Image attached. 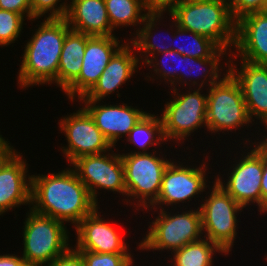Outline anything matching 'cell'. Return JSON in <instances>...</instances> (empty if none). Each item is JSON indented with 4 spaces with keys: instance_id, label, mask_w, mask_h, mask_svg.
<instances>
[{
    "instance_id": "484cf974",
    "label": "cell",
    "mask_w": 267,
    "mask_h": 266,
    "mask_svg": "<svg viewBox=\"0 0 267 266\" xmlns=\"http://www.w3.org/2000/svg\"><path fill=\"white\" fill-rule=\"evenodd\" d=\"M126 139L130 144L133 143L138 146L142 150L141 153H147L146 150L152 145L157 146V143L161 144L162 141H166L163 135L161 118L146 113L133 127Z\"/></svg>"
},
{
    "instance_id": "f546056e",
    "label": "cell",
    "mask_w": 267,
    "mask_h": 266,
    "mask_svg": "<svg viewBox=\"0 0 267 266\" xmlns=\"http://www.w3.org/2000/svg\"><path fill=\"white\" fill-rule=\"evenodd\" d=\"M24 17L12 11L0 9V46H8L17 40L23 29Z\"/></svg>"
},
{
    "instance_id": "1f68e13d",
    "label": "cell",
    "mask_w": 267,
    "mask_h": 266,
    "mask_svg": "<svg viewBox=\"0 0 267 266\" xmlns=\"http://www.w3.org/2000/svg\"><path fill=\"white\" fill-rule=\"evenodd\" d=\"M61 0H30L32 8V21L43 17L45 13H48V18H64L69 4L68 2L60 3V6H57Z\"/></svg>"
},
{
    "instance_id": "60d3db41",
    "label": "cell",
    "mask_w": 267,
    "mask_h": 266,
    "mask_svg": "<svg viewBox=\"0 0 267 266\" xmlns=\"http://www.w3.org/2000/svg\"><path fill=\"white\" fill-rule=\"evenodd\" d=\"M263 12L267 13V0L264 2Z\"/></svg>"
},
{
    "instance_id": "603a6c76",
    "label": "cell",
    "mask_w": 267,
    "mask_h": 266,
    "mask_svg": "<svg viewBox=\"0 0 267 266\" xmlns=\"http://www.w3.org/2000/svg\"><path fill=\"white\" fill-rule=\"evenodd\" d=\"M215 252L225 253L217 244L202 236V239L173 251V266H212Z\"/></svg>"
},
{
    "instance_id": "b9f144b4",
    "label": "cell",
    "mask_w": 267,
    "mask_h": 266,
    "mask_svg": "<svg viewBox=\"0 0 267 266\" xmlns=\"http://www.w3.org/2000/svg\"><path fill=\"white\" fill-rule=\"evenodd\" d=\"M134 263V260H132L127 266H132Z\"/></svg>"
},
{
    "instance_id": "74e56055",
    "label": "cell",
    "mask_w": 267,
    "mask_h": 266,
    "mask_svg": "<svg viewBox=\"0 0 267 266\" xmlns=\"http://www.w3.org/2000/svg\"><path fill=\"white\" fill-rule=\"evenodd\" d=\"M0 266H31L22 257L15 254L0 255Z\"/></svg>"
},
{
    "instance_id": "30bf717a",
    "label": "cell",
    "mask_w": 267,
    "mask_h": 266,
    "mask_svg": "<svg viewBox=\"0 0 267 266\" xmlns=\"http://www.w3.org/2000/svg\"><path fill=\"white\" fill-rule=\"evenodd\" d=\"M73 170L85 184L97 204V189H105L126 195L124 166L121 154L101 153L79 157L72 163Z\"/></svg>"
},
{
    "instance_id": "cb8c5ba5",
    "label": "cell",
    "mask_w": 267,
    "mask_h": 266,
    "mask_svg": "<svg viewBox=\"0 0 267 266\" xmlns=\"http://www.w3.org/2000/svg\"><path fill=\"white\" fill-rule=\"evenodd\" d=\"M113 30L121 26L142 25L147 15L144 0H104ZM142 11H144V14Z\"/></svg>"
},
{
    "instance_id": "52a82bcc",
    "label": "cell",
    "mask_w": 267,
    "mask_h": 266,
    "mask_svg": "<svg viewBox=\"0 0 267 266\" xmlns=\"http://www.w3.org/2000/svg\"><path fill=\"white\" fill-rule=\"evenodd\" d=\"M124 166L126 195L138 203L136 207L145 210L157 200L161 188L162 176L170 161L153 153L135 151L121 155ZM133 197V198H132Z\"/></svg>"
},
{
    "instance_id": "44dd1931",
    "label": "cell",
    "mask_w": 267,
    "mask_h": 266,
    "mask_svg": "<svg viewBox=\"0 0 267 266\" xmlns=\"http://www.w3.org/2000/svg\"><path fill=\"white\" fill-rule=\"evenodd\" d=\"M65 20L70 29L90 36H115L104 0H71Z\"/></svg>"
},
{
    "instance_id": "8992f818",
    "label": "cell",
    "mask_w": 267,
    "mask_h": 266,
    "mask_svg": "<svg viewBox=\"0 0 267 266\" xmlns=\"http://www.w3.org/2000/svg\"><path fill=\"white\" fill-rule=\"evenodd\" d=\"M219 82L211 85L207 95L206 123L209 132L229 131L252 123L238 81L226 70Z\"/></svg>"
},
{
    "instance_id": "4dcf8cb0",
    "label": "cell",
    "mask_w": 267,
    "mask_h": 266,
    "mask_svg": "<svg viewBox=\"0 0 267 266\" xmlns=\"http://www.w3.org/2000/svg\"><path fill=\"white\" fill-rule=\"evenodd\" d=\"M79 252L85 266H127L133 260L130 253Z\"/></svg>"
},
{
    "instance_id": "f1b7e54d",
    "label": "cell",
    "mask_w": 267,
    "mask_h": 266,
    "mask_svg": "<svg viewBox=\"0 0 267 266\" xmlns=\"http://www.w3.org/2000/svg\"><path fill=\"white\" fill-rule=\"evenodd\" d=\"M162 56V60H165V62L167 63V60L171 59V63H176V62H173L174 60L176 61L177 59L179 60V63L183 64V55L176 52L175 50H170V51H165L163 53ZM157 58V59H156ZM158 60V57L157 56H152V58H148V61L145 63L146 65L148 64V66H154L153 69H154V72L155 74L157 75H160V78L163 77L164 80H166L167 82L169 81L171 84L170 86H173L175 88V86L178 84L181 83V71L182 69L180 70L179 65L177 64L176 65V68L174 67H170V69H168V67L166 66V64L163 62V61H157ZM157 63V64H156ZM158 65V66H157ZM161 66V67H160ZM183 65H180V67H182ZM178 68V69H177ZM180 70V73L178 71ZM176 80V81H175ZM177 82V83H175ZM175 84V86H174Z\"/></svg>"
},
{
    "instance_id": "7a4b0ae2",
    "label": "cell",
    "mask_w": 267,
    "mask_h": 266,
    "mask_svg": "<svg viewBox=\"0 0 267 266\" xmlns=\"http://www.w3.org/2000/svg\"><path fill=\"white\" fill-rule=\"evenodd\" d=\"M40 24L24 47L18 74V84L23 88L56 83L63 42L70 28L65 18L46 17Z\"/></svg>"
},
{
    "instance_id": "d590c367",
    "label": "cell",
    "mask_w": 267,
    "mask_h": 266,
    "mask_svg": "<svg viewBox=\"0 0 267 266\" xmlns=\"http://www.w3.org/2000/svg\"><path fill=\"white\" fill-rule=\"evenodd\" d=\"M183 0H144L148 13H169ZM166 10V11H165Z\"/></svg>"
},
{
    "instance_id": "836d02e7",
    "label": "cell",
    "mask_w": 267,
    "mask_h": 266,
    "mask_svg": "<svg viewBox=\"0 0 267 266\" xmlns=\"http://www.w3.org/2000/svg\"><path fill=\"white\" fill-rule=\"evenodd\" d=\"M0 9L19 13L28 20H32L30 0H0Z\"/></svg>"
},
{
    "instance_id": "ab89813d",
    "label": "cell",
    "mask_w": 267,
    "mask_h": 266,
    "mask_svg": "<svg viewBox=\"0 0 267 266\" xmlns=\"http://www.w3.org/2000/svg\"><path fill=\"white\" fill-rule=\"evenodd\" d=\"M190 2H204V1H216V0H185Z\"/></svg>"
},
{
    "instance_id": "ba28073f",
    "label": "cell",
    "mask_w": 267,
    "mask_h": 266,
    "mask_svg": "<svg viewBox=\"0 0 267 266\" xmlns=\"http://www.w3.org/2000/svg\"><path fill=\"white\" fill-rule=\"evenodd\" d=\"M208 199L200 205L203 237L217 244L226 254L236 239L237 213L244 207L237 203L216 181Z\"/></svg>"
},
{
    "instance_id": "5b68a950",
    "label": "cell",
    "mask_w": 267,
    "mask_h": 266,
    "mask_svg": "<svg viewBox=\"0 0 267 266\" xmlns=\"http://www.w3.org/2000/svg\"><path fill=\"white\" fill-rule=\"evenodd\" d=\"M159 208V215L150 224V229L139 243L138 249L147 251L169 249L173 252L188 243L202 239L203 231L199 207L197 210L191 209L183 211L181 214H172V216L171 212L165 211L160 206Z\"/></svg>"
},
{
    "instance_id": "ac0fdd59",
    "label": "cell",
    "mask_w": 267,
    "mask_h": 266,
    "mask_svg": "<svg viewBox=\"0 0 267 266\" xmlns=\"http://www.w3.org/2000/svg\"><path fill=\"white\" fill-rule=\"evenodd\" d=\"M79 101L85 103L84 108L113 147L122 136H128L133 127L147 113L127 104L99 105L100 101L96 100ZM97 103L99 104L96 105Z\"/></svg>"
},
{
    "instance_id": "8d00e7d4",
    "label": "cell",
    "mask_w": 267,
    "mask_h": 266,
    "mask_svg": "<svg viewBox=\"0 0 267 266\" xmlns=\"http://www.w3.org/2000/svg\"><path fill=\"white\" fill-rule=\"evenodd\" d=\"M267 212V142L263 139V174L261 178V213Z\"/></svg>"
},
{
    "instance_id": "277c9868",
    "label": "cell",
    "mask_w": 267,
    "mask_h": 266,
    "mask_svg": "<svg viewBox=\"0 0 267 266\" xmlns=\"http://www.w3.org/2000/svg\"><path fill=\"white\" fill-rule=\"evenodd\" d=\"M27 213L22 234V258L31 266H48L70 248L69 232L59 220L36 213L31 208Z\"/></svg>"
},
{
    "instance_id": "7402d4cb",
    "label": "cell",
    "mask_w": 267,
    "mask_h": 266,
    "mask_svg": "<svg viewBox=\"0 0 267 266\" xmlns=\"http://www.w3.org/2000/svg\"><path fill=\"white\" fill-rule=\"evenodd\" d=\"M87 34L70 29L65 36L60 55L56 84L64 91L81 71Z\"/></svg>"
},
{
    "instance_id": "d6986e66",
    "label": "cell",
    "mask_w": 267,
    "mask_h": 266,
    "mask_svg": "<svg viewBox=\"0 0 267 266\" xmlns=\"http://www.w3.org/2000/svg\"><path fill=\"white\" fill-rule=\"evenodd\" d=\"M240 60L267 65V13H248L236 21L235 44Z\"/></svg>"
},
{
    "instance_id": "e0dca14e",
    "label": "cell",
    "mask_w": 267,
    "mask_h": 266,
    "mask_svg": "<svg viewBox=\"0 0 267 266\" xmlns=\"http://www.w3.org/2000/svg\"><path fill=\"white\" fill-rule=\"evenodd\" d=\"M98 208L74 227L77 235L74 248L96 253H131L115 226L100 217Z\"/></svg>"
},
{
    "instance_id": "83f0119b",
    "label": "cell",
    "mask_w": 267,
    "mask_h": 266,
    "mask_svg": "<svg viewBox=\"0 0 267 266\" xmlns=\"http://www.w3.org/2000/svg\"><path fill=\"white\" fill-rule=\"evenodd\" d=\"M171 18L173 19L172 22L175 23L174 27L176 28L174 36L172 37L173 39L174 37L178 39L179 37L181 38V36H185V35L187 36L188 33L192 35V41H190L187 47L185 46L182 47V45L181 47H177V45L175 44L173 45L172 50H175L176 52L184 56H190L194 58H210L220 49V47L211 39L205 36L196 34L194 32L181 29L180 27L177 26L172 16Z\"/></svg>"
},
{
    "instance_id": "f35d334b",
    "label": "cell",
    "mask_w": 267,
    "mask_h": 266,
    "mask_svg": "<svg viewBox=\"0 0 267 266\" xmlns=\"http://www.w3.org/2000/svg\"><path fill=\"white\" fill-rule=\"evenodd\" d=\"M8 143L5 138L0 135V161L4 158V156L12 149L11 144Z\"/></svg>"
},
{
    "instance_id": "4316f807",
    "label": "cell",
    "mask_w": 267,
    "mask_h": 266,
    "mask_svg": "<svg viewBox=\"0 0 267 266\" xmlns=\"http://www.w3.org/2000/svg\"><path fill=\"white\" fill-rule=\"evenodd\" d=\"M163 13H148L143 21V27L142 28H138L136 30V34L137 36H135V38H131L132 42H129L131 46H133V49H137V52L142 51V53L139 56V60L141 58V60H143L144 58L141 57V55L144 57L145 55V59L143 60V64L146 63L148 61V56L151 57L156 55L158 53H163L165 51H170L172 50V45L167 47L165 45H159L157 43H154L155 41V36L153 35V30L156 28L155 26L158 25L156 23H158L162 17ZM160 18V19H159ZM158 20V21H157ZM152 34V35H151ZM154 36V37H153ZM153 39V41H152ZM158 40V39H157ZM156 42V41H155ZM169 44V43H168ZM144 53V55H143Z\"/></svg>"
},
{
    "instance_id": "e575fe53",
    "label": "cell",
    "mask_w": 267,
    "mask_h": 266,
    "mask_svg": "<svg viewBox=\"0 0 267 266\" xmlns=\"http://www.w3.org/2000/svg\"><path fill=\"white\" fill-rule=\"evenodd\" d=\"M48 266H85L80 252L70 247Z\"/></svg>"
},
{
    "instance_id": "d4e9b609",
    "label": "cell",
    "mask_w": 267,
    "mask_h": 266,
    "mask_svg": "<svg viewBox=\"0 0 267 266\" xmlns=\"http://www.w3.org/2000/svg\"><path fill=\"white\" fill-rule=\"evenodd\" d=\"M226 51H227L226 49L220 48L210 58H194V57L184 56L183 55V65L184 66L188 65L187 68L189 67V70L187 69L188 71H186L185 67L183 66V68H184L183 70L184 71L183 70L181 71V83L184 82L187 85L188 84V82H187L188 80H186V79H188V76L190 77L191 74L193 73L194 76L197 75V77H198L201 72H204L203 75L201 74L202 75L201 77H204V80H202L201 83H199V81L197 82L195 80L194 81L193 80H189V82H191V85H192V86H190V88L195 86V85L198 86L199 88H201V87H203V84L205 85V83H207V82H209V84H208L209 86L219 82L220 81L219 79H222V78H219L222 72L219 73V71L221 69H219L218 66H220L219 65L220 61H221L220 58L221 57L223 58V56L225 54L227 55ZM203 66L205 67L206 70L205 69H203V70L199 69L201 67L204 68ZM207 66L210 69L209 68L207 69ZM194 68L197 69V70H195ZM207 76H208L209 79H206ZM185 77H187V78H185ZM183 78H185V79H183ZM198 83H199V85H198Z\"/></svg>"
},
{
    "instance_id": "8fae6325",
    "label": "cell",
    "mask_w": 267,
    "mask_h": 266,
    "mask_svg": "<svg viewBox=\"0 0 267 266\" xmlns=\"http://www.w3.org/2000/svg\"><path fill=\"white\" fill-rule=\"evenodd\" d=\"M59 121L60 131H64L68 142L61 150L70 163L79 157L107 153L114 148L84 107Z\"/></svg>"
},
{
    "instance_id": "d6a6232c",
    "label": "cell",
    "mask_w": 267,
    "mask_h": 266,
    "mask_svg": "<svg viewBox=\"0 0 267 266\" xmlns=\"http://www.w3.org/2000/svg\"><path fill=\"white\" fill-rule=\"evenodd\" d=\"M265 0H228L232 18L237 21L242 16L263 11Z\"/></svg>"
},
{
    "instance_id": "4fadbf2b",
    "label": "cell",
    "mask_w": 267,
    "mask_h": 266,
    "mask_svg": "<svg viewBox=\"0 0 267 266\" xmlns=\"http://www.w3.org/2000/svg\"><path fill=\"white\" fill-rule=\"evenodd\" d=\"M116 36H90L79 76L64 90L71 101L84 97L98 82L115 52L122 46Z\"/></svg>"
},
{
    "instance_id": "7c38bea8",
    "label": "cell",
    "mask_w": 267,
    "mask_h": 266,
    "mask_svg": "<svg viewBox=\"0 0 267 266\" xmlns=\"http://www.w3.org/2000/svg\"><path fill=\"white\" fill-rule=\"evenodd\" d=\"M258 143H255L254 149L250 150L247 155H242L243 158L233 165L235 167L231 173H228L230 176L227 184L222 182L218 176L215 181L241 206L245 208L251 205L250 203H257L261 212L263 141Z\"/></svg>"
},
{
    "instance_id": "9c48e42d",
    "label": "cell",
    "mask_w": 267,
    "mask_h": 266,
    "mask_svg": "<svg viewBox=\"0 0 267 266\" xmlns=\"http://www.w3.org/2000/svg\"><path fill=\"white\" fill-rule=\"evenodd\" d=\"M171 91L174 99L165 104V109L160 116L162 120L163 135L168 139L176 141L186 140L191 133L204 125L207 127V96L201 94V88L188 92L179 93L176 87Z\"/></svg>"
},
{
    "instance_id": "3957f363",
    "label": "cell",
    "mask_w": 267,
    "mask_h": 266,
    "mask_svg": "<svg viewBox=\"0 0 267 266\" xmlns=\"http://www.w3.org/2000/svg\"><path fill=\"white\" fill-rule=\"evenodd\" d=\"M169 16L174 18L181 29L205 36L220 48L230 51V47H234L236 21L231 16L228 0H183Z\"/></svg>"
},
{
    "instance_id": "ffe728a7",
    "label": "cell",
    "mask_w": 267,
    "mask_h": 266,
    "mask_svg": "<svg viewBox=\"0 0 267 266\" xmlns=\"http://www.w3.org/2000/svg\"><path fill=\"white\" fill-rule=\"evenodd\" d=\"M124 44L112 56L98 82L80 100L101 101L118 90L137 71L135 69H138L139 59L136 53L132 54L134 50L129 43Z\"/></svg>"
},
{
    "instance_id": "5bb4252c",
    "label": "cell",
    "mask_w": 267,
    "mask_h": 266,
    "mask_svg": "<svg viewBox=\"0 0 267 266\" xmlns=\"http://www.w3.org/2000/svg\"><path fill=\"white\" fill-rule=\"evenodd\" d=\"M206 168V164H202L199 168H190L171 161L163 173L159 196L151 205L153 209L161 204L169 206L184 203L186 200L190 202L189 199L205 191L208 186L205 177Z\"/></svg>"
},
{
    "instance_id": "9a60e30c",
    "label": "cell",
    "mask_w": 267,
    "mask_h": 266,
    "mask_svg": "<svg viewBox=\"0 0 267 266\" xmlns=\"http://www.w3.org/2000/svg\"><path fill=\"white\" fill-rule=\"evenodd\" d=\"M19 153L12 148L0 161V215L23 204L31 206V176L26 177L28 164Z\"/></svg>"
},
{
    "instance_id": "2e32d148",
    "label": "cell",
    "mask_w": 267,
    "mask_h": 266,
    "mask_svg": "<svg viewBox=\"0 0 267 266\" xmlns=\"http://www.w3.org/2000/svg\"><path fill=\"white\" fill-rule=\"evenodd\" d=\"M240 61V71L236 68L237 65H234L233 60L227 61V65L229 62L228 70L242 89L251 122H254V116L267 129V65L254 64L245 60Z\"/></svg>"
},
{
    "instance_id": "6da1fadb",
    "label": "cell",
    "mask_w": 267,
    "mask_h": 266,
    "mask_svg": "<svg viewBox=\"0 0 267 266\" xmlns=\"http://www.w3.org/2000/svg\"><path fill=\"white\" fill-rule=\"evenodd\" d=\"M31 206L36 213L76 226L98 204L73 168H66L58 173L31 175Z\"/></svg>"
}]
</instances>
